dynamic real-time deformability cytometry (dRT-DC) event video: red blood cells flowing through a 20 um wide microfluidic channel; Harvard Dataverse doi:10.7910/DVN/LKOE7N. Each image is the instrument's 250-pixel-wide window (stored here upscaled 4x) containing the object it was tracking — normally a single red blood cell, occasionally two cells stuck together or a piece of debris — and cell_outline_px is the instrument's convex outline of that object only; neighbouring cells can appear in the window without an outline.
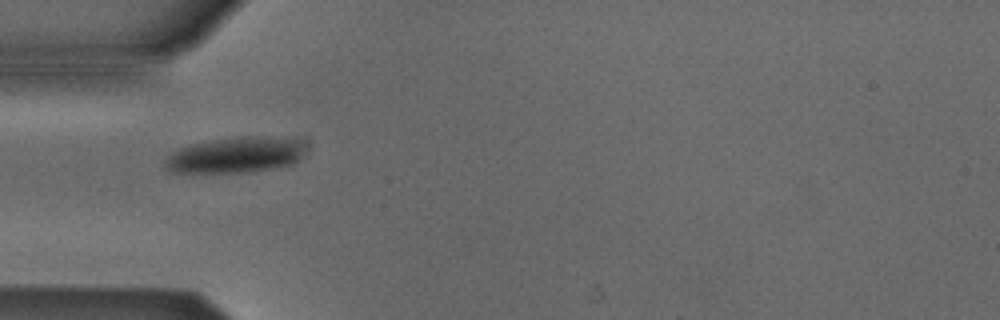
{"species": "Egyptian fruit bat (a non-hibernating species)", "species_latin": "Rousettus aegyptiacus", "temperature_condition": "cold", "stored_images_in_passage": 37, "camera_frame_rate_fps": 3000, "um_per_image_px": 0.085, "animal": {"sex": "male"}, "frame": {"image": 1, "passage_image": 1, "time_ms": 0.0, "image_size_px": [1000, 320], "cell_outline_px": [[300, 144], [296, 160], [292, 164], [244, 172], [172, 172], [164, 168], [164, 160], [172, 152], [188, 144], [236, 136], [260, 136], [296, 140]], "centroid_in_image_um": [19.83, 13.17], "position_along_channel_um": 65.2, "area_um2": 28.38}}
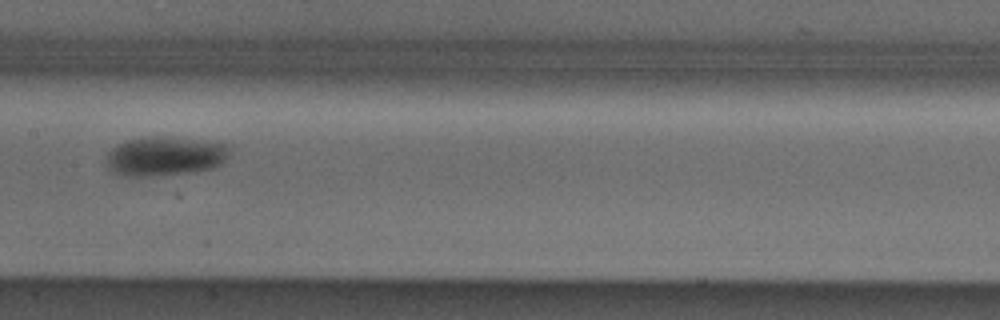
{"frame": {"image": 2, "passage_image": 11, "time_ms": 3.333, "image_size_px": [1000, 320], "cell_outline_px": [[232, 144], [224, 160], [220, 164], [212, 168], [188, 172], [148, 176], [128, 176], [112, 172], [108, 168], [108, 152], [112, 148], [128, 140], [144, 136], [152, 136]], "centroid_in_image_um": [14.01, 13.27], "position_along_channel_um": 193.4, "area_um2": 27.57}}
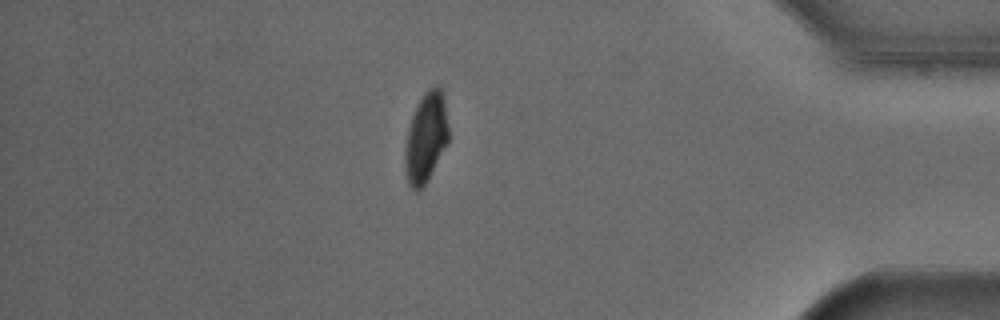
{"frame": {"image": 3, "passage_image": 30, "time_ms": 9.667, "image_size_px": [1000, 320], "cell_outline_px": [[448, 140], [428, 180], [416, 192], [408, 184], [404, 172], [404, 156], [408, 128], [416, 104], [424, 92], [428, 88], [436, 84], [440, 84], [444, 92], [448, 128]], "centroid_in_image_um": [36.19, 11.64], "position_along_channel_um": 399.0, "area_um2": 23.06}, "authors_computed_cell_mechanics": {"area_um2": 27.2816, "velocity_mm_per_s": 3.8695, "shape_relaxation_time_tau1_ms": 3.3679, "shape_relaxation_time_tau2_ms": null, "deformation_change_tau1": 0.0944, "deformation_change_tau2": null}}